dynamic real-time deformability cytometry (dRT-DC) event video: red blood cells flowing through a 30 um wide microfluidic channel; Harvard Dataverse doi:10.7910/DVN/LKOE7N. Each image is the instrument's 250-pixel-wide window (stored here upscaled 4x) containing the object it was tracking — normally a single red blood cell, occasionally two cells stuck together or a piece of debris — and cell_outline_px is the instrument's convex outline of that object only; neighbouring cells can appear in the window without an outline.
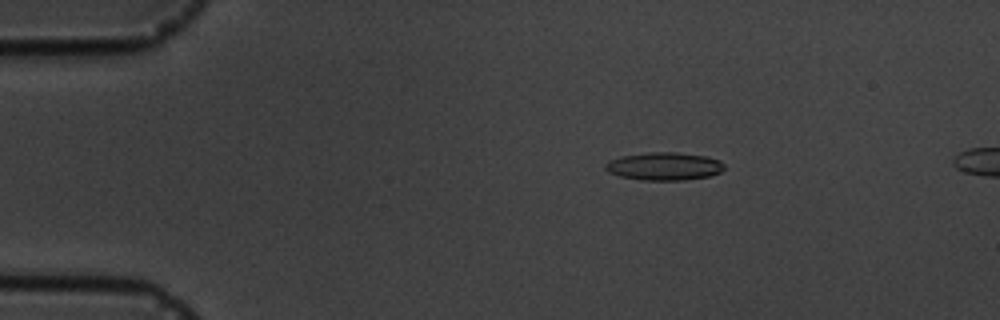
{"species": "common noctule bat (a hibernating species)", "species_latin": "Nyctalus noctula", "temperature_condition": "cold", "stored_images_in_passage": 5, "camera_frame_rate_fps": 3000, "um_per_image_px": 0.085, "animal": {"sex": "male", "body_mass_g": 19.5, "forearm_length_mm": 54.6}, "frame": {"image": 1, "passage_image": 2, "time_ms": 1.0, "image_size_px": [1000, 320], "cell_outline_px": [[724, 168], [720, 172], [708, 176], [684, 180], [640, 180], [620, 176], [608, 172], [604, 168], [604, 164], [608, 160], [620, 156], [652, 152], [676, 152], [704, 156], [720, 160], [724, 164]], "centroid_in_image_um": [56.41, 14.13], "position_along_channel_um": 28.6, "area_um2": 19.36}}